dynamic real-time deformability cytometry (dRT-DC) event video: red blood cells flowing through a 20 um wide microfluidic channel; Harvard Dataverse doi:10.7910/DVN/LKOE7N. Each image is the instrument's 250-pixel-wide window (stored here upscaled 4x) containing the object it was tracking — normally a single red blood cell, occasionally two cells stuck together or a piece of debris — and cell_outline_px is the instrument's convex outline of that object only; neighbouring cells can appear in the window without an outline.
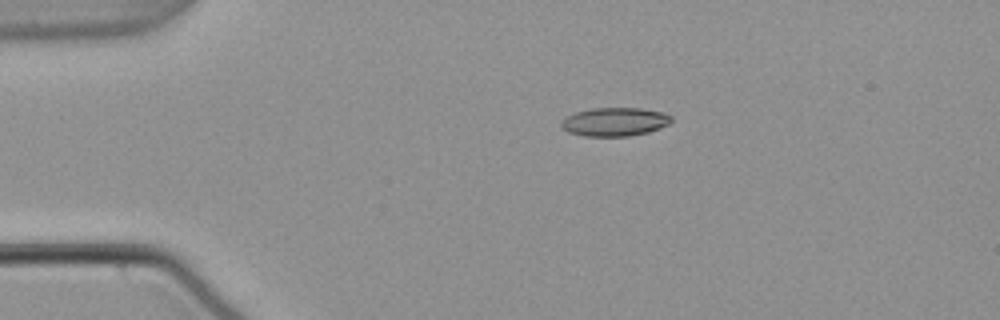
{"species": "common noctule bat (a hibernating species)", "species_latin": "Nyctalus noctula", "temperature_condition": "warm", "stored_images_in_passage": 44, "camera_frame_rate_fps": 3000, "um_per_image_px": 0.085, "animal": {"sex": "male", "body_mass_g": 21.5, "forearm_length_mm": 52.0}, "frame": {"image": 1, "passage_image": 1, "time_ms": 0.0, "image_size_px": [1000, 320], "cell_outline_px": [[672, 120], [668, 124], [660, 128], [648, 132], [628, 136], [584, 136], [568, 132], [560, 124], [568, 116], [576, 112], [592, 108], [640, 108], [664, 112], [672, 116]], "centroid_in_image_um": [52.29, 10.35], "position_along_channel_um": 32.7, "area_um2": 18.21}}
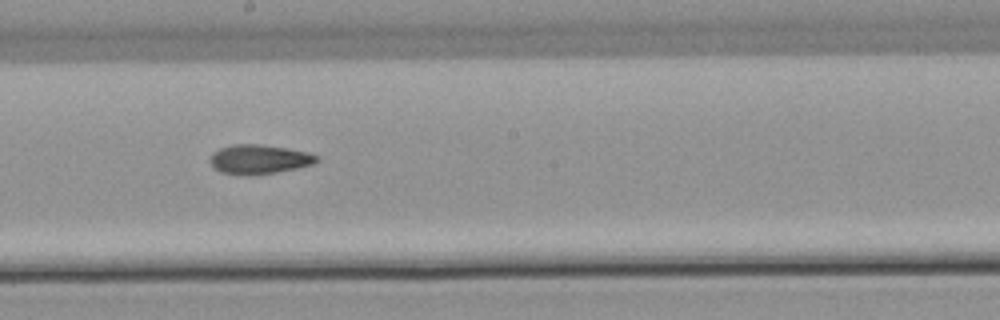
{"frame": {"image": 2, "passage_image": 20, "time_ms": 6.333, "image_size_px": [1000, 320], "cell_outline_px": [[320, 160], [316, 164], [300, 168], [252, 176], [244, 176], [220, 172], [208, 160], [212, 152], [220, 148], [232, 144], [260, 144], [288, 148], [308, 152], [320, 156]], "centroid_in_image_um": [22.07, 13.55], "position_along_channel_um": 226.1, "area_um2": 18.73}}
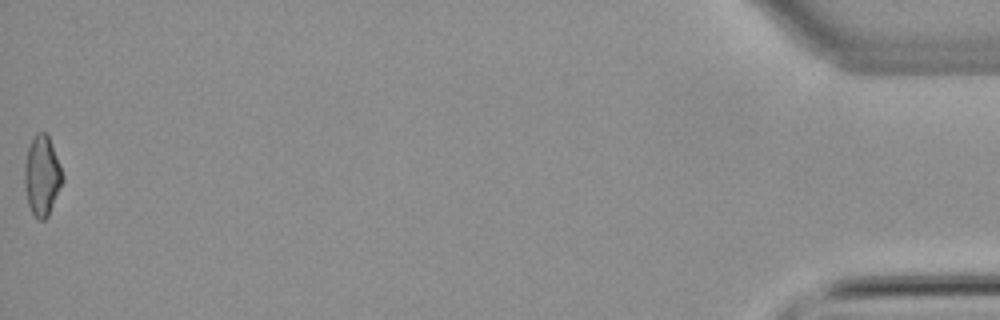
{"frame": {"image": 3, "passage_image": 44, "time_ms": 14.333, "image_size_px": [1000, 320], "cell_outline_px": [[64, 180], [48, 216], [44, 220], [40, 220], [32, 212], [28, 204], [24, 184], [24, 164], [28, 148], [36, 132], [44, 132], [48, 136], [60, 164], [64, 176]], "centroid_in_image_um": [3.57, 14.94], "position_along_channel_um": 431.6, "area_um2": 17.63}, "authors_computed_cell_mechanics": {"area_um2": 17.8024, "velocity_mm_per_s": 3.8264, "shape_relaxation_time_tau1_ms": null, "shape_relaxation_time_tau2_ms": 9.2823, "deformation_change_tau1": null, "deformation_change_tau2": 0.2023}}